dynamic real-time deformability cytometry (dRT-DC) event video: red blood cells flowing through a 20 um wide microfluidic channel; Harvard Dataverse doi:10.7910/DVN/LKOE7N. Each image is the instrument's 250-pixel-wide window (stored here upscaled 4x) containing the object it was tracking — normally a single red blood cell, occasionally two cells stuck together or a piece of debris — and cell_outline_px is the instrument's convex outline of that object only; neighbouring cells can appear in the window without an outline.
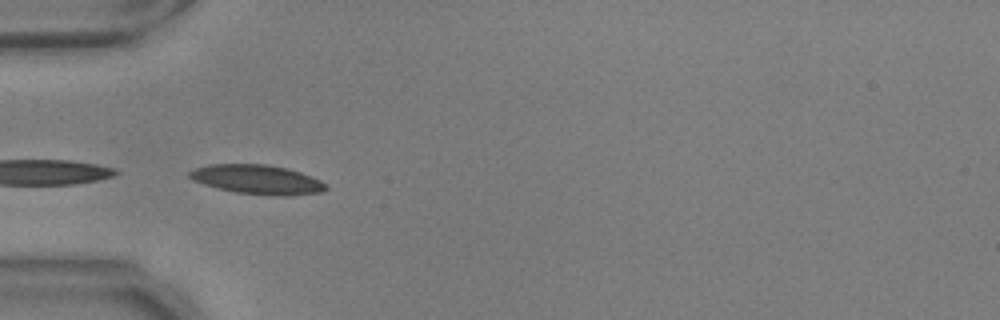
{"species": "common noctule bat (a hibernating species)", "species_latin": "Nyctalus noctula", "temperature_condition": "warm", "stored_images_in_passage": 28, "camera_frame_rate_fps": 3000, "um_per_image_px": 0.085, "animal": {"sex": "male", "body_mass_g": 17.9, "forearm_length_mm": 54.2}, "frame": {"image": 1, "passage_image": 18, "time_ms": 5.667, "image_size_px": [1000, 320], "cell_outline_px": [[328, 188], [320, 192], [292, 196], [276, 196], [236, 192], [216, 188], [192, 180], [188, 176], [188, 172], [196, 168], [208, 164], [268, 164], [288, 168], [312, 176], [320, 180]], "centroid_in_image_um": [21.86, 15.25], "position_along_channel_um": 63.1, "area_um2": 23.41}}